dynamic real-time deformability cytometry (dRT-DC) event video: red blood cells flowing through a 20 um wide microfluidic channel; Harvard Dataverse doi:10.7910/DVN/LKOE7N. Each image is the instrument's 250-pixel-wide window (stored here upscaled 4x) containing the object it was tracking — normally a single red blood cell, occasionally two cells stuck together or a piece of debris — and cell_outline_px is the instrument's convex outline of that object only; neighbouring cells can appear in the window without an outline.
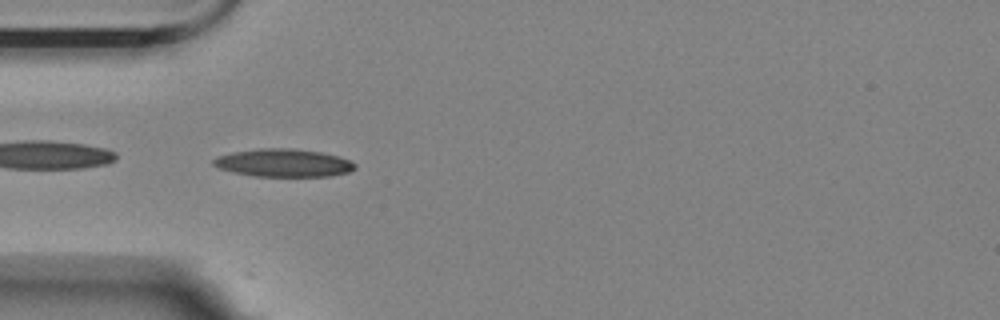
{"species": "Egyptian fruit bat (a non-hibernating species)", "species_latin": "Rousettus aegyptiacus", "temperature_condition": "room temperature", "stored_images_in_passage": 7, "camera_frame_rate_fps": 3000, "um_per_image_px": 0.085, "animal": {"sex": "female"}, "frame": {"image": 1, "passage_image": 1, "time_ms": 0.0, "image_size_px": [1000, 320], "cell_outline_px": [[356, 168], [348, 172], [332, 176], [252, 176], [232, 172], [220, 168], [212, 164], [212, 160], [216, 156], [232, 152], [260, 148], [292, 148], [320, 152], [336, 156], [348, 160], [356, 164]], "centroid_in_image_um": [24.06, 13.84], "position_along_channel_um": 60.9, "area_um2": 23.0}}
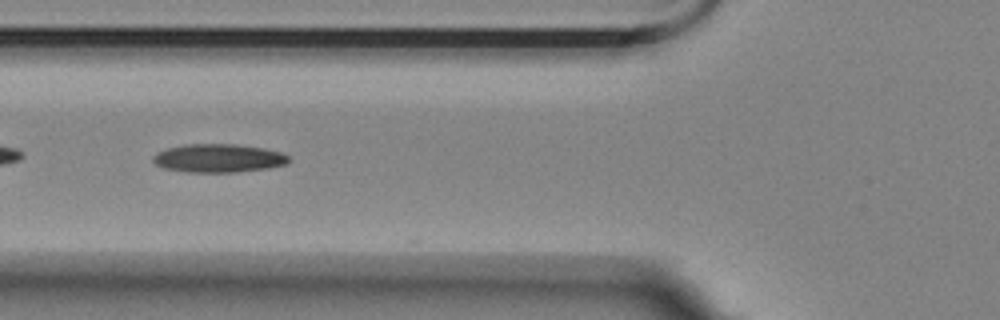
{"frame": {"image": 2, "passage_image": 5, "time_ms": 1.333, "image_size_px": [1000, 320], "cell_outline_px": [[288, 164], [268, 168], [236, 172], [188, 172], [164, 168], [156, 164], [152, 160], [152, 156], [156, 152], [168, 148], [184, 144], [236, 144], [264, 148], [280, 152], [288, 156]], "centroid_in_image_um": [18.55, 13.44], "position_along_channel_um": 107.2, "area_um2": 22.48}}